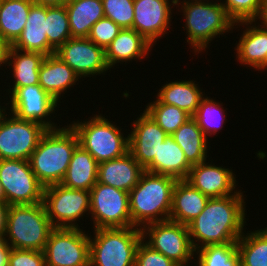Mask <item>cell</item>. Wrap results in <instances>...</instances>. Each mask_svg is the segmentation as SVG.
Returning <instances> with one entry per match:
<instances>
[{"instance_id": "30bf717a", "label": "cell", "mask_w": 267, "mask_h": 266, "mask_svg": "<svg viewBox=\"0 0 267 266\" xmlns=\"http://www.w3.org/2000/svg\"><path fill=\"white\" fill-rule=\"evenodd\" d=\"M89 192L94 229L132 227L129 192L99 182Z\"/></svg>"}, {"instance_id": "e575fe53", "label": "cell", "mask_w": 267, "mask_h": 266, "mask_svg": "<svg viewBox=\"0 0 267 266\" xmlns=\"http://www.w3.org/2000/svg\"><path fill=\"white\" fill-rule=\"evenodd\" d=\"M215 99L203 97L192 118L197 122L198 127L203 131L205 136L216 135L217 132L222 130L226 113L221 103L216 102ZM219 130V131H218Z\"/></svg>"}, {"instance_id": "f1b7e54d", "label": "cell", "mask_w": 267, "mask_h": 266, "mask_svg": "<svg viewBox=\"0 0 267 266\" xmlns=\"http://www.w3.org/2000/svg\"><path fill=\"white\" fill-rule=\"evenodd\" d=\"M65 7L72 38H87L91 27L105 17L102 0H71Z\"/></svg>"}, {"instance_id": "7c38bea8", "label": "cell", "mask_w": 267, "mask_h": 266, "mask_svg": "<svg viewBox=\"0 0 267 266\" xmlns=\"http://www.w3.org/2000/svg\"><path fill=\"white\" fill-rule=\"evenodd\" d=\"M0 182L9 205L43 202L44 186L38 181L28 160H0Z\"/></svg>"}, {"instance_id": "f546056e", "label": "cell", "mask_w": 267, "mask_h": 266, "mask_svg": "<svg viewBox=\"0 0 267 266\" xmlns=\"http://www.w3.org/2000/svg\"><path fill=\"white\" fill-rule=\"evenodd\" d=\"M32 0H0V37L12 45L24 30Z\"/></svg>"}, {"instance_id": "816d5d0a", "label": "cell", "mask_w": 267, "mask_h": 266, "mask_svg": "<svg viewBox=\"0 0 267 266\" xmlns=\"http://www.w3.org/2000/svg\"><path fill=\"white\" fill-rule=\"evenodd\" d=\"M262 70H263V71H264V70H267V64H266V66H265Z\"/></svg>"}, {"instance_id": "2e32d148", "label": "cell", "mask_w": 267, "mask_h": 266, "mask_svg": "<svg viewBox=\"0 0 267 266\" xmlns=\"http://www.w3.org/2000/svg\"><path fill=\"white\" fill-rule=\"evenodd\" d=\"M171 7L166 0H134L132 29L154 46L171 26Z\"/></svg>"}, {"instance_id": "9c48e42d", "label": "cell", "mask_w": 267, "mask_h": 266, "mask_svg": "<svg viewBox=\"0 0 267 266\" xmlns=\"http://www.w3.org/2000/svg\"><path fill=\"white\" fill-rule=\"evenodd\" d=\"M142 239L178 266H188L194 259L188 225L171 220L149 223L141 228ZM148 237V240L146 241Z\"/></svg>"}, {"instance_id": "52a82bcc", "label": "cell", "mask_w": 267, "mask_h": 266, "mask_svg": "<svg viewBox=\"0 0 267 266\" xmlns=\"http://www.w3.org/2000/svg\"><path fill=\"white\" fill-rule=\"evenodd\" d=\"M78 137L79 145L98 162L109 161L129 151V137L122 129L111 123L102 114H96L88 121L69 124Z\"/></svg>"}, {"instance_id": "d6a6232c", "label": "cell", "mask_w": 267, "mask_h": 266, "mask_svg": "<svg viewBox=\"0 0 267 266\" xmlns=\"http://www.w3.org/2000/svg\"><path fill=\"white\" fill-rule=\"evenodd\" d=\"M146 107L144 111L170 136L192 118L186 111L174 105L161 103L158 99Z\"/></svg>"}, {"instance_id": "4dcf8cb0", "label": "cell", "mask_w": 267, "mask_h": 266, "mask_svg": "<svg viewBox=\"0 0 267 266\" xmlns=\"http://www.w3.org/2000/svg\"><path fill=\"white\" fill-rule=\"evenodd\" d=\"M171 136L182 148L187 161L191 165L199 164L208 157V138L193 118L181 125Z\"/></svg>"}, {"instance_id": "ffe728a7", "label": "cell", "mask_w": 267, "mask_h": 266, "mask_svg": "<svg viewBox=\"0 0 267 266\" xmlns=\"http://www.w3.org/2000/svg\"><path fill=\"white\" fill-rule=\"evenodd\" d=\"M144 171L128 151L123 156L99 163L97 182L130 192Z\"/></svg>"}, {"instance_id": "6da1fadb", "label": "cell", "mask_w": 267, "mask_h": 266, "mask_svg": "<svg viewBox=\"0 0 267 266\" xmlns=\"http://www.w3.org/2000/svg\"><path fill=\"white\" fill-rule=\"evenodd\" d=\"M244 196L240 190L226 197L209 198L204 210L188 224L194 250L240 239L246 224Z\"/></svg>"}, {"instance_id": "44dd1931", "label": "cell", "mask_w": 267, "mask_h": 266, "mask_svg": "<svg viewBox=\"0 0 267 266\" xmlns=\"http://www.w3.org/2000/svg\"><path fill=\"white\" fill-rule=\"evenodd\" d=\"M78 79L74 70L55 54L45 56L39 68V84L57 102Z\"/></svg>"}, {"instance_id": "7402d4cb", "label": "cell", "mask_w": 267, "mask_h": 266, "mask_svg": "<svg viewBox=\"0 0 267 266\" xmlns=\"http://www.w3.org/2000/svg\"><path fill=\"white\" fill-rule=\"evenodd\" d=\"M209 197L193 187L185 179L177 180L172 192L169 220L188 225L205 208Z\"/></svg>"}, {"instance_id": "ab89813d", "label": "cell", "mask_w": 267, "mask_h": 266, "mask_svg": "<svg viewBox=\"0 0 267 266\" xmlns=\"http://www.w3.org/2000/svg\"><path fill=\"white\" fill-rule=\"evenodd\" d=\"M134 266H178L142 239L137 247Z\"/></svg>"}, {"instance_id": "cb8c5ba5", "label": "cell", "mask_w": 267, "mask_h": 266, "mask_svg": "<svg viewBox=\"0 0 267 266\" xmlns=\"http://www.w3.org/2000/svg\"><path fill=\"white\" fill-rule=\"evenodd\" d=\"M11 46L22 51L40 52L46 56L55 54L46 35V6L34 4L31 7L24 30Z\"/></svg>"}, {"instance_id": "7dc6e473", "label": "cell", "mask_w": 267, "mask_h": 266, "mask_svg": "<svg viewBox=\"0 0 267 266\" xmlns=\"http://www.w3.org/2000/svg\"><path fill=\"white\" fill-rule=\"evenodd\" d=\"M7 109H8L7 107L0 105V124L2 123L3 119L5 118V116L8 115L6 113Z\"/></svg>"}, {"instance_id": "4316f807", "label": "cell", "mask_w": 267, "mask_h": 266, "mask_svg": "<svg viewBox=\"0 0 267 266\" xmlns=\"http://www.w3.org/2000/svg\"><path fill=\"white\" fill-rule=\"evenodd\" d=\"M98 162L78 145L60 184L71 189L90 191L98 179Z\"/></svg>"}, {"instance_id": "4fadbf2b", "label": "cell", "mask_w": 267, "mask_h": 266, "mask_svg": "<svg viewBox=\"0 0 267 266\" xmlns=\"http://www.w3.org/2000/svg\"><path fill=\"white\" fill-rule=\"evenodd\" d=\"M9 115L0 124V160H29L48 129L40 123Z\"/></svg>"}, {"instance_id": "bcb514c9", "label": "cell", "mask_w": 267, "mask_h": 266, "mask_svg": "<svg viewBox=\"0 0 267 266\" xmlns=\"http://www.w3.org/2000/svg\"><path fill=\"white\" fill-rule=\"evenodd\" d=\"M257 20H259L261 24L267 26V0H263L261 14Z\"/></svg>"}, {"instance_id": "836d02e7", "label": "cell", "mask_w": 267, "mask_h": 266, "mask_svg": "<svg viewBox=\"0 0 267 266\" xmlns=\"http://www.w3.org/2000/svg\"><path fill=\"white\" fill-rule=\"evenodd\" d=\"M198 266H240L236 243L207 245L195 250Z\"/></svg>"}, {"instance_id": "83f0119b", "label": "cell", "mask_w": 267, "mask_h": 266, "mask_svg": "<svg viewBox=\"0 0 267 266\" xmlns=\"http://www.w3.org/2000/svg\"><path fill=\"white\" fill-rule=\"evenodd\" d=\"M194 80L167 82L159 89L156 98L164 104L174 105L193 116L205 96Z\"/></svg>"}, {"instance_id": "c3c4849f", "label": "cell", "mask_w": 267, "mask_h": 266, "mask_svg": "<svg viewBox=\"0 0 267 266\" xmlns=\"http://www.w3.org/2000/svg\"><path fill=\"white\" fill-rule=\"evenodd\" d=\"M0 202H6V194L1 182H0Z\"/></svg>"}, {"instance_id": "ba28073f", "label": "cell", "mask_w": 267, "mask_h": 266, "mask_svg": "<svg viewBox=\"0 0 267 266\" xmlns=\"http://www.w3.org/2000/svg\"><path fill=\"white\" fill-rule=\"evenodd\" d=\"M42 203L54 228H80L77 221L90 214V192L62 184L44 187Z\"/></svg>"}, {"instance_id": "1f68e13d", "label": "cell", "mask_w": 267, "mask_h": 266, "mask_svg": "<svg viewBox=\"0 0 267 266\" xmlns=\"http://www.w3.org/2000/svg\"><path fill=\"white\" fill-rule=\"evenodd\" d=\"M244 234L236 242L240 266H267V231L263 228Z\"/></svg>"}, {"instance_id": "8d00e7d4", "label": "cell", "mask_w": 267, "mask_h": 266, "mask_svg": "<svg viewBox=\"0 0 267 266\" xmlns=\"http://www.w3.org/2000/svg\"><path fill=\"white\" fill-rule=\"evenodd\" d=\"M220 3L228 16L235 22L257 21L261 14L263 0H225Z\"/></svg>"}, {"instance_id": "8992f818", "label": "cell", "mask_w": 267, "mask_h": 266, "mask_svg": "<svg viewBox=\"0 0 267 266\" xmlns=\"http://www.w3.org/2000/svg\"><path fill=\"white\" fill-rule=\"evenodd\" d=\"M140 227L98 228L89 236V266H134Z\"/></svg>"}, {"instance_id": "f35d334b", "label": "cell", "mask_w": 267, "mask_h": 266, "mask_svg": "<svg viewBox=\"0 0 267 266\" xmlns=\"http://www.w3.org/2000/svg\"><path fill=\"white\" fill-rule=\"evenodd\" d=\"M121 30L122 28L111 19L103 17L91 27L87 38L105 49Z\"/></svg>"}, {"instance_id": "ac0fdd59", "label": "cell", "mask_w": 267, "mask_h": 266, "mask_svg": "<svg viewBox=\"0 0 267 266\" xmlns=\"http://www.w3.org/2000/svg\"><path fill=\"white\" fill-rule=\"evenodd\" d=\"M206 161L192 165L185 180L209 198L237 194L239 189L235 191L238 184L233 170Z\"/></svg>"}, {"instance_id": "9a60e30c", "label": "cell", "mask_w": 267, "mask_h": 266, "mask_svg": "<svg viewBox=\"0 0 267 266\" xmlns=\"http://www.w3.org/2000/svg\"><path fill=\"white\" fill-rule=\"evenodd\" d=\"M63 62L82 78L99 74L105 75L110 68L105 58V49L97 46L88 38H70L56 51Z\"/></svg>"}, {"instance_id": "e0dca14e", "label": "cell", "mask_w": 267, "mask_h": 266, "mask_svg": "<svg viewBox=\"0 0 267 266\" xmlns=\"http://www.w3.org/2000/svg\"><path fill=\"white\" fill-rule=\"evenodd\" d=\"M133 121L132 131L129 137V152L146 169L155 156L161 143L165 141L168 134L145 112Z\"/></svg>"}, {"instance_id": "603a6c76", "label": "cell", "mask_w": 267, "mask_h": 266, "mask_svg": "<svg viewBox=\"0 0 267 266\" xmlns=\"http://www.w3.org/2000/svg\"><path fill=\"white\" fill-rule=\"evenodd\" d=\"M153 45L134 29H122L105 48V58L111 69L117 63L141 60L152 51ZM151 49V50H150Z\"/></svg>"}, {"instance_id": "277c9868", "label": "cell", "mask_w": 267, "mask_h": 266, "mask_svg": "<svg viewBox=\"0 0 267 266\" xmlns=\"http://www.w3.org/2000/svg\"><path fill=\"white\" fill-rule=\"evenodd\" d=\"M183 26L195 54L205 51L213 38L233 31L235 22L226 13L225 7L217 2L182 0Z\"/></svg>"}, {"instance_id": "7a4b0ae2", "label": "cell", "mask_w": 267, "mask_h": 266, "mask_svg": "<svg viewBox=\"0 0 267 266\" xmlns=\"http://www.w3.org/2000/svg\"><path fill=\"white\" fill-rule=\"evenodd\" d=\"M177 179L144 171L137 185L129 192L132 227L142 228L153 222L169 220L172 192Z\"/></svg>"}, {"instance_id": "ee69618b", "label": "cell", "mask_w": 267, "mask_h": 266, "mask_svg": "<svg viewBox=\"0 0 267 266\" xmlns=\"http://www.w3.org/2000/svg\"><path fill=\"white\" fill-rule=\"evenodd\" d=\"M36 5L43 6H65L71 0H32Z\"/></svg>"}, {"instance_id": "8fae6325", "label": "cell", "mask_w": 267, "mask_h": 266, "mask_svg": "<svg viewBox=\"0 0 267 266\" xmlns=\"http://www.w3.org/2000/svg\"><path fill=\"white\" fill-rule=\"evenodd\" d=\"M43 252L45 266H89V235L80 228H54Z\"/></svg>"}, {"instance_id": "d4e9b609", "label": "cell", "mask_w": 267, "mask_h": 266, "mask_svg": "<svg viewBox=\"0 0 267 266\" xmlns=\"http://www.w3.org/2000/svg\"><path fill=\"white\" fill-rule=\"evenodd\" d=\"M45 56L40 52L22 51L9 46L6 65H11L13 69L14 82L7 91L11 95L19 87L39 84V68Z\"/></svg>"}, {"instance_id": "d6986e66", "label": "cell", "mask_w": 267, "mask_h": 266, "mask_svg": "<svg viewBox=\"0 0 267 266\" xmlns=\"http://www.w3.org/2000/svg\"><path fill=\"white\" fill-rule=\"evenodd\" d=\"M255 22L241 21L234 24V26H246L239 42L236 43L235 51L241 65H248L261 71L267 64V26L262 24L256 26Z\"/></svg>"}, {"instance_id": "b9f144b4", "label": "cell", "mask_w": 267, "mask_h": 266, "mask_svg": "<svg viewBox=\"0 0 267 266\" xmlns=\"http://www.w3.org/2000/svg\"><path fill=\"white\" fill-rule=\"evenodd\" d=\"M12 247L5 241V237H0V266H9V254Z\"/></svg>"}, {"instance_id": "484cf974", "label": "cell", "mask_w": 267, "mask_h": 266, "mask_svg": "<svg viewBox=\"0 0 267 266\" xmlns=\"http://www.w3.org/2000/svg\"><path fill=\"white\" fill-rule=\"evenodd\" d=\"M192 165L187 161L182 148L174 141L170 135L161 143L158 156L145 171L169 175L177 180L186 179Z\"/></svg>"}, {"instance_id": "5bb4252c", "label": "cell", "mask_w": 267, "mask_h": 266, "mask_svg": "<svg viewBox=\"0 0 267 266\" xmlns=\"http://www.w3.org/2000/svg\"><path fill=\"white\" fill-rule=\"evenodd\" d=\"M9 97L10 101L6 104L11 105L8 110L17 118L40 123L47 129L60 127L48 118L55 113L59 102L48 94L40 84L19 87Z\"/></svg>"}, {"instance_id": "681fc988", "label": "cell", "mask_w": 267, "mask_h": 266, "mask_svg": "<svg viewBox=\"0 0 267 266\" xmlns=\"http://www.w3.org/2000/svg\"><path fill=\"white\" fill-rule=\"evenodd\" d=\"M166 1H168L169 3H171L172 6L173 5H175V6L177 5L178 6V10H179L180 3H182V2H180V0H166Z\"/></svg>"}, {"instance_id": "60d3db41", "label": "cell", "mask_w": 267, "mask_h": 266, "mask_svg": "<svg viewBox=\"0 0 267 266\" xmlns=\"http://www.w3.org/2000/svg\"><path fill=\"white\" fill-rule=\"evenodd\" d=\"M9 266H45L44 252L12 248L9 254Z\"/></svg>"}, {"instance_id": "f907efd6", "label": "cell", "mask_w": 267, "mask_h": 266, "mask_svg": "<svg viewBox=\"0 0 267 266\" xmlns=\"http://www.w3.org/2000/svg\"><path fill=\"white\" fill-rule=\"evenodd\" d=\"M194 1H202V2H209L210 0H194ZM210 2H216V1H213V0H211Z\"/></svg>"}, {"instance_id": "d590c367", "label": "cell", "mask_w": 267, "mask_h": 266, "mask_svg": "<svg viewBox=\"0 0 267 266\" xmlns=\"http://www.w3.org/2000/svg\"><path fill=\"white\" fill-rule=\"evenodd\" d=\"M46 35L55 51L72 38L65 6H46Z\"/></svg>"}, {"instance_id": "3957f363", "label": "cell", "mask_w": 267, "mask_h": 266, "mask_svg": "<svg viewBox=\"0 0 267 266\" xmlns=\"http://www.w3.org/2000/svg\"><path fill=\"white\" fill-rule=\"evenodd\" d=\"M79 145L70 125L48 129L29 158V164L38 181L47 187L60 184L67 172L73 151Z\"/></svg>"}, {"instance_id": "7bdbcfd3", "label": "cell", "mask_w": 267, "mask_h": 266, "mask_svg": "<svg viewBox=\"0 0 267 266\" xmlns=\"http://www.w3.org/2000/svg\"><path fill=\"white\" fill-rule=\"evenodd\" d=\"M10 205L6 202H0V237H5L6 225H7V214Z\"/></svg>"}, {"instance_id": "5b68a950", "label": "cell", "mask_w": 267, "mask_h": 266, "mask_svg": "<svg viewBox=\"0 0 267 266\" xmlns=\"http://www.w3.org/2000/svg\"><path fill=\"white\" fill-rule=\"evenodd\" d=\"M53 229L43 203L10 205L5 241L14 249L43 251Z\"/></svg>"}, {"instance_id": "f6af8a7d", "label": "cell", "mask_w": 267, "mask_h": 266, "mask_svg": "<svg viewBox=\"0 0 267 266\" xmlns=\"http://www.w3.org/2000/svg\"><path fill=\"white\" fill-rule=\"evenodd\" d=\"M9 44L0 37V67L6 64Z\"/></svg>"}, {"instance_id": "74e56055", "label": "cell", "mask_w": 267, "mask_h": 266, "mask_svg": "<svg viewBox=\"0 0 267 266\" xmlns=\"http://www.w3.org/2000/svg\"><path fill=\"white\" fill-rule=\"evenodd\" d=\"M104 15L122 29H132L134 0H102Z\"/></svg>"}]
</instances>
